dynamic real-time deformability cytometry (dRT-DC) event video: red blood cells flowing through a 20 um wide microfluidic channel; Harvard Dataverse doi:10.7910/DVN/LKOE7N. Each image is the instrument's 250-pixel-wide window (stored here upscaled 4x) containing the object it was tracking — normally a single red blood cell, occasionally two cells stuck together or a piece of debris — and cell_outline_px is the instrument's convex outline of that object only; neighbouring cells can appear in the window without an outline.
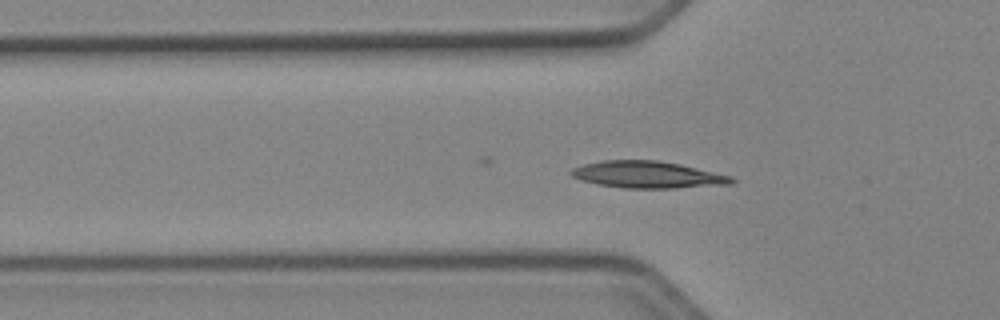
{"species": "Egyptian fruit bat (a non-hibernating species)", "species_latin": "Rousettus aegyptiacus", "temperature_condition": "cold", "stored_images_in_passage": 41, "camera_frame_rate_fps": 3000, "um_per_image_px": 0.085, "animal": {"sex": "female"}, "frame": {"image": 1, "passage_image": 6, "time_ms": 1.667, "image_size_px": [1000, 320], "cell_outline_px": [[736, 180], [732, 184], [676, 188], [624, 188], [596, 184], [580, 180], [572, 176], [568, 172], [572, 168], [584, 164], [604, 160], [656, 160], [680, 164], [732, 176]], "centroid_in_image_um": [55.03, 14.85], "position_along_channel_um": 70.8, "area_um2": 25.2}}
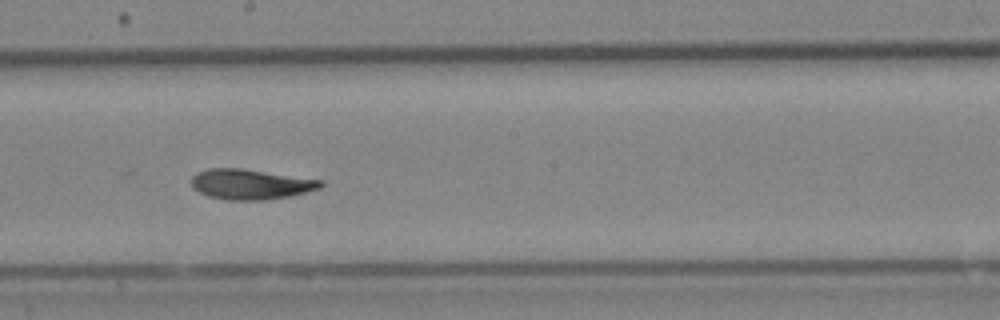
{"frame": {"image": 2, "passage_image": 18, "time_ms": 5.667, "image_size_px": [1000, 320], "cell_outline_px": [[324, 184], [320, 188], [288, 196], [268, 200], [228, 200], [208, 196], [192, 188], [192, 176], [196, 172], [208, 168], [240, 168], [324, 180]], "centroid_in_image_um": [21.29, 15.65], "position_along_channel_um": 226.9, "area_um2": 22.77}}
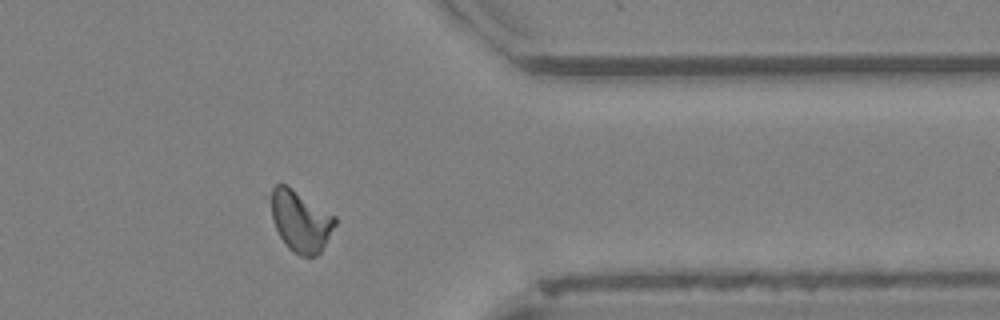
{"frame": {"image": 3, "passage_image": 31, "time_ms": 10.0, "image_size_px": [1000, 320], "cell_outline_px": [[336, 224], [320, 252], [316, 256], [300, 256], [292, 252], [288, 248], [280, 236], [272, 220], [264, 196], [276, 184], [284, 184], [336, 216]], "centroid_in_image_um": [25.45, 18.75], "position_along_channel_um": 386.0, "area_um2": 23.29}, "authors_computed_cell_mechanics": {"area_um2": 22.5998, "velocity_mm_per_s": 3.915, "shape_relaxation_time_tau1_ms": null, "shape_relaxation_time_tau2_ms": 2.424, "deformation_change_tau1": null, "deformation_change_tau2": 0.0765}}